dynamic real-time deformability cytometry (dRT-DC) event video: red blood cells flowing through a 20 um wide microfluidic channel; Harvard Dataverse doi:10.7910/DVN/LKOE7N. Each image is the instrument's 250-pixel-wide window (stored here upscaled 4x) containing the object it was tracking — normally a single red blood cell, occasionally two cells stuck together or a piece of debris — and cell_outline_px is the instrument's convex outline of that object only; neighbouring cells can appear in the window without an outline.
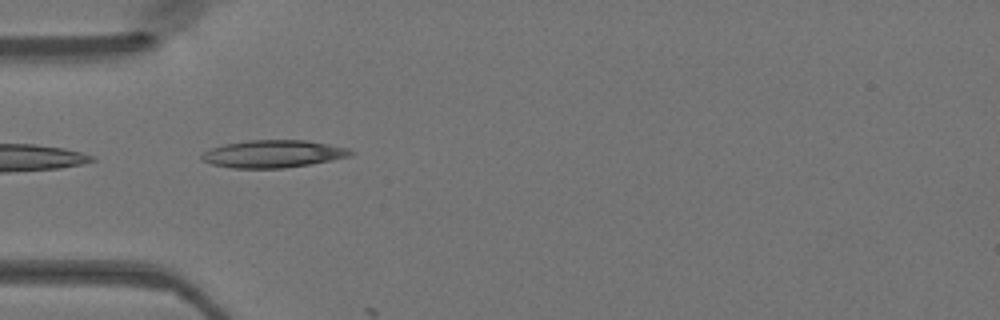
{"species": "Egyptian fruit bat (a non-hibernating species)", "species_latin": "Rousettus aegyptiacus", "temperature_condition": "warm", "stored_images_in_passage": 16, "camera_frame_rate_fps": 3000, "um_per_image_px": 0.085, "animal": {"sex": "female"}, "frame": {"image": 1, "passage_image": 15, "time_ms": 4.667, "image_size_px": [1000, 320], "cell_outline_px": [[356, 152], [352, 156], [332, 160], [284, 168], [232, 168], [212, 164], [200, 160], [200, 156], [204, 152], [212, 148], [224, 144], [248, 140], [304, 140], [328, 144], [348, 148]], "centroid_in_image_um": [23.23, 13.08], "position_along_channel_um": 61.8, "area_um2": 23.87}}